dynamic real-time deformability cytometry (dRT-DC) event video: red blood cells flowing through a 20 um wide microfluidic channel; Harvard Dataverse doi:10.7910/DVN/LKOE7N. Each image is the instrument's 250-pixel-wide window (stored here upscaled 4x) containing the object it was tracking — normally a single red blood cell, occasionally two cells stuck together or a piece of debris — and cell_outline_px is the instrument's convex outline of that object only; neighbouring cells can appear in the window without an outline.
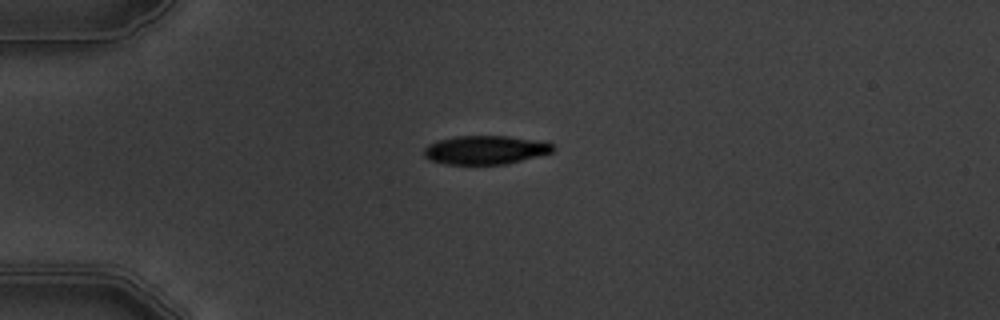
{"species": "common noctule bat (a hibernating species)", "species_latin": "Nyctalus noctula", "temperature_condition": "warm", "stored_images_in_passage": 2, "camera_frame_rate_fps": 3000, "um_per_image_px": 0.085, "animal": {"sex": "male", "body_mass_g": 19.5, "forearm_length_mm": 54.6}, "frame": {"image": 1, "passage_image": 1, "time_ms": 0.0, "image_size_px": [1000, 320], "cell_outline_px": [[556, 148], [552, 152], [504, 164], [444, 164], [432, 160], [424, 156], [424, 148], [428, 144], [440, 140], [456, 136], [508, 136], [544, 140], [552, 144]], "centroid_in_image_um": [41.28, 12.73], "position_along_channel_um": 43.7, "area_um2": 21.5}}